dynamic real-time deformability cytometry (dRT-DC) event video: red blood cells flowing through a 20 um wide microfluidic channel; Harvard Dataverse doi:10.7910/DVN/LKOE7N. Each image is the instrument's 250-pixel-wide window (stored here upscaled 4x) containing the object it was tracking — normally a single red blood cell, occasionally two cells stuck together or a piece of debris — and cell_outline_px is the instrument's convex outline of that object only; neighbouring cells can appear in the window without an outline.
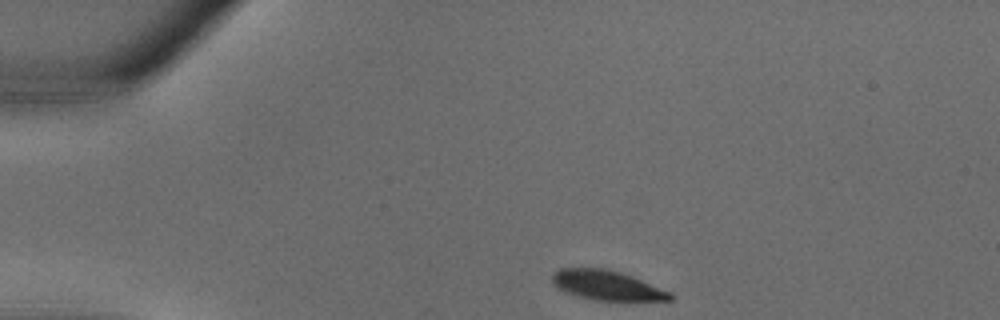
{"species": "common noctule bat (a hibernating species)", "species_latin": "Nyctalus noctula", "temperature_condition": "warm", "stored_images_in_passage": 29, "camera_frame_rate_fps": 3000, "um_per_image_px": 0.085, "animal": {"sex": "male", "body_mass_g": 18.8}, "frame": {"image": 1, "passage_image": 1, "time_ms": 0.0, "image_size_px": [1000, 320], "cell_outline_px": [[676, 296], [672, 300], [628, 304], [596, 300], [580, 296], [556, 288], [552, 284], [552, 272], [560, 268], [608, 268], [632, 276], [672, 292]], "centroid_in_image_um": [51.71, 24.31], "position_along_channel_um": 33.3, "area_um2": 21.5}}
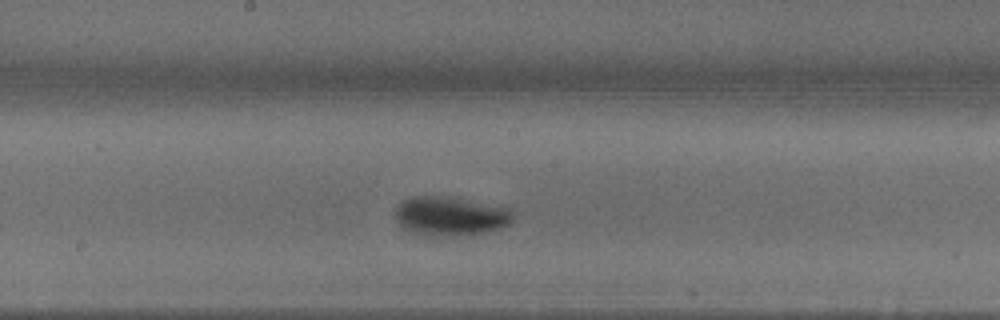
{"frame": {"image": 2, "passage_image": 13, "time_ms": 4.0, "image_size_px": [1000, 320], "cell_outline_px": [[512, 220], [508, 224], [500, 228], [468, 236], [424, 236], [412, 232], [404, 228], [396, 220], [396, 204], [404, 200], [416, 196], [452, 196], [512, 208]], "centroid_in_image_um": [38.29, 18.37], "position_along_channel_um": 209.9, "area_um2": 27.28}}
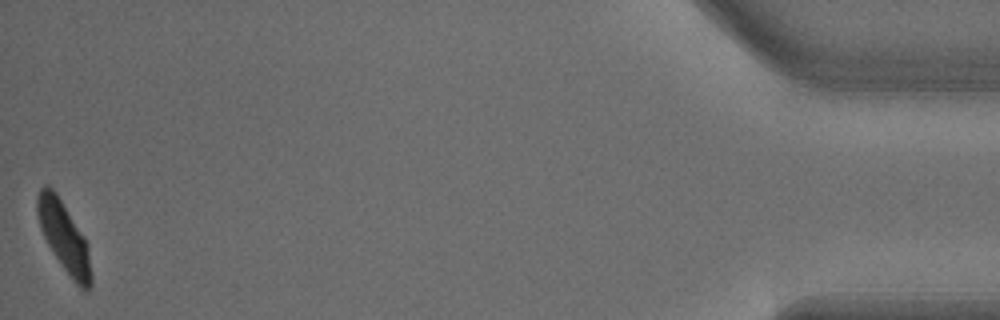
{"frame": {"image": 3, "passage_image": 29, "time_ms": 9.333, "image_size_px": [1000, 320], "cell_outline_px": [[92, 284], [88, 292], [80, 288], [72, 280], [48, 244], [40, 228], [36, 212], [36, 196], [40, 188], [44, 184], [48, 184], [56, 192], [84, 236], [88, 244], [92, 276]], "centroid_in_image_um": [5.45, 20.13], "position_along_channel_um": 429.8, "area_um2": 22.08}}